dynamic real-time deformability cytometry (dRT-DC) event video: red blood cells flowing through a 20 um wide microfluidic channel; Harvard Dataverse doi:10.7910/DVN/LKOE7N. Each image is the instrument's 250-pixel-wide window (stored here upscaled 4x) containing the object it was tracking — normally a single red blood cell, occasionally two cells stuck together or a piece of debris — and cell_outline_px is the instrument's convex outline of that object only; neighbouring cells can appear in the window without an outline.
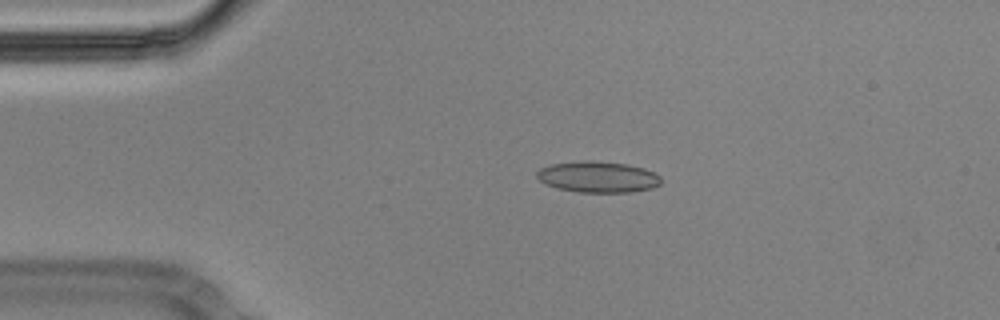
{"species": "Egyptian fruit bat (a non-hibernating species)", "species_latin": "Rousettus aegyptiacus", "temperature_condition": "cold", "stored_images_in_passage": 45, "camera_frame_rate_fps": 3000, "um_per_image_px": 0.085, "animal": {"sex": "male"}, "frame": {"image": 1, "passage_image": 1, "time_ms": 0.0, "image_size_px": [1000, 320], "cell_outline_px": [[660, 184], [652, 188], [632, 192], [580, 192], [556, 188], [544, 184], [536, 176], [536, 172], [540, 168], [552, 164], [584, 160], [592, 160], [628, 164], [644, 168], [656, 172], [660, 176]], "centroid_in_image_um": [50.83, 15.03], "position_along_channel_um": 34.2, "area_um2": 22.72}}
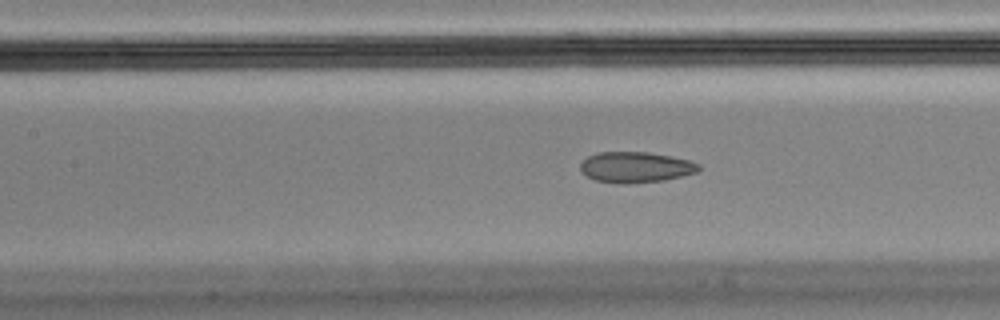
{"frame": {"image": 2, "passage_image": 14, "time_ms": 4.333, "image_size_px": [1000, 320], "cell_outline_px": [[700, 168], [696, 172], [684, 176], [664, 180], [628, 184], [620, 184], [596, 180], [588, 176], [580, 168], [580, 164], [588, 156], [596, 152], [648, 152], [672, 156], [688, 160], [700, 164]], "centroid_in_image_um": [54.05, 14.21], "position_along_channel_um": 153.4, "area_um2": 21.21}}
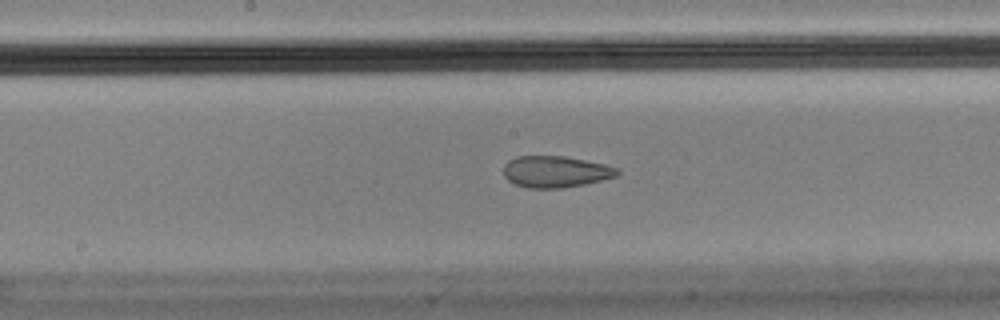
{"frame": {"image": 3, "passage_image": 18, "time_ms": 5.667, "image_size_px": [1000, 320], "cell_outline_px": [[620, 172], [616, 176], [584, 184], [564, 188], [528, 188], [512, 184], [504, 176], [504, 164], [508, 160], [516, 156], [564, 156], [604, 164], [616, 168]], "centroid_in_image_um": [47.16, 14.6], "position_along_channel_um": 201.0, "area_um2": 20.87}, "authors_computed_cell_mechanics": {"area_um2": 22.7154, "velocity_mm_per_s": 3.5772, "shape_relaxation_time_tau1_ms": null, "shape_relaxation_time_tau2_ms": 1.6596, "deformation_change_tau1": null, "deformation_change_tau2": 0.0635}}